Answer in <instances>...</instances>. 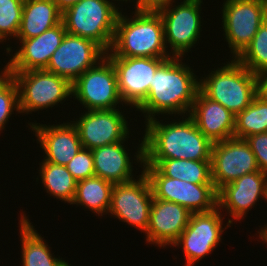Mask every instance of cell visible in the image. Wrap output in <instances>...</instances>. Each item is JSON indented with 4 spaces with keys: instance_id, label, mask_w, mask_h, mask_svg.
<instances>
[{
    "instance_id": "1",
    "label": "cell",
    "mask_w": 267,
    "mask_h": 266,
    "mask_svg": "<svg viewBox=\"0 0 267 266\" xmlns=\"http://www.w3.org/2000/svg\"><path fill=\"white\" fill-rule=\"evenodd\" d=\"M182 60V57H170L157 68L145 101L136 109L144 114L145 122L160 114L189 115L200 78Z\"/></svg>"
},
{
    "instance_id": "2",
    "label": "cell",
    "mask_w": 267,
    "mask_h": 266,
    "mask_svg": "<svg viewBox=\"0 0 267 266\" xmlns=\"http://www.w3.org/2000/svg\"><path fill=\"white\" fill-rule=\"evenodd\" d=\"M180 118L170 123L156 117L145 122L144 159L211 160L213 143L189 115Z\"/></svg>"
},
{
    "instance_id": "3",
    "label": "cell",
    "mask_w": 267,
    "mask_h": 266,
    "mask_svg": "<svg viewBox=\"0 0 267 266\" xmlns=\"http://www.w3.org/2000/svg\"><path fill=\"white\" fill-rule=\"evenodd\" d=\"M133 14L128 18L120 12L110 51L116 57H172L166 49L160 14L151 11H135Z\"/></svg>"
},
{
    "instance_id": "4",
    "label": "cell",
    "mask_w": 267,
    "mask_h": 266,
    "mask_svg": "<svg viewBox=\"0 0 267 266\" xmlns=\"http://www.w3.org/2000/svg\"><path fill=\"white\" fill-rule=\"evenodd\" d=\"M200 78L199 89L235 116L246 109L257 95L256 74L235 58L211 70L207 77Z\"/></svg>"
},
{
    "instance_id": "5",
    "label": "cell",
    "mask_w": 267,
    "mask_h": 266,
    "mask_svg": "<svg viewBox=\"0 0 267 266\" xmlns=\"http://www.w3.org/2000/svg\"><path fill=\"white\" fill-rule=\"evenodd\" d=\"M113 0H80L62 12L67 33L93 40L106 52L110 51L120 14Z\"/></svg>"
},
{
    "instance_id": "6",
    "label": "cell",
    "mask_w": 267,
    "mask_h": 266,
    "mask_svg": "<svg viewBox=\"0 0 267 266\" xmlns=\"http://www.w3.org/2000/svg\"><path fill=\"white\" fill-rule=\"evenodd\" d=\"M6 73L17 84L20 113L52 108L72 98V83L45 69Z\"/></svg>"
},
{
    "instance_id": "7",
    "label": "cell",
    "mask_w": 267,
    "mask_h": 266,
    "mask_svg": "<svg viewBox=\"0 0 267 266\" xmlns=\"http://www.w3.org/2000/svg\"><path fill=\"white\" fill-rule=\"evenodd\" d=\"M141 168L149 179L153 198L177 203L191 213L209 212L217 207V190L213 184H193L168 178L155 166Z\"/></svg>"
},
{
    "instance_id": "8",
    "label": "cell",
    "mask_w": 267,
    "mask_h": 266,
    "mask_svg": "<svg viewBox=\"0 0 267 266\" xmlns=\"http://www.w3.org/2000/svg\"><path fill=\"white\" fill-rule=\"evenodd\" d=\"M203 0H183L176 5L157 11L164 25V40L166 48L171 50L173 57H183L186 52L199 42L201 30V5ZM174 5V6H173Z\"/></svg>"
},
{
    "instance_id": "9",
    "label": "cell",
    "mask_w": 267,
    "mask_h": 266,
    "mask_svg": "<svg viewBox=\"0 0 267 266\" xmlns=\"http://www.w3.org/2000/svg\"><path fill=\"white\" fill-rule=\"evenodd\" d=\"M222 27L232 54L237 58L250 44L266 19L267 0H224Z\"/></svg>"
},
{
    "instance_id": "10",
    "label": "cell",
    "mask_w": 267,
    "mask_h": 266,
    "mask_svg": "<svg viewBox=\"0 0 267 266\" xmlns=\"http://www.w3.org/2000/svg\"><path fill=\"white\" fill-rule=\"evenodd\" d=\"M72 96L87 110H113L120 103L124 106L115 68L107 57L72 83Z\"/></svg>"
},
{
    "instance_id": "11",
    "label": "cell",
    "mask_w": 267,
    "mask_h": 266,
    "mask_svg": "<svg viewBox=\"0 0 267 266\" xmlns=\"http://www.w3.org/2000/svg\"><path fill=\"white\" fill-rule=\"evenodd\" d=\"M136 178L138 179L113 185L108 214L146 234L153 193L143 171Z\"/></svg>"
},
{
    "instance_id": "12",
    "label": "cell",
    "mask_w": 267,
    "mask_h": 266,
    "mask_svg": "<svg viewBox=\"0 0 267 266\" xmlns=\"http://www.w3.org/2000/svg\"><path fill=\"white\" fill-rule=\"evenodd\" d=\"M221 212V209L216 207L209 212L191 214L187 227L172 245L173 248L182 247L186 258L184 266H193L219 245L222 233L231 226L227 222L223 228L224 218L221 217Z\"/></svg>"
},
{
    "instance_id": "13",
    "label": "cell",
    "mask_w": 267,
    "mask_h": 266,
    "mask_svg": "<svg viewBox=\"0 0 267 266\" xmlns=\"http://www.w3.org/2000/svg\"><path fill=\"white\" fill-rule=\"evenodd\" d=\"M106 57L112 62L118 91L125 106L137 109L146 99L157 68L168 58L116 57L111 51Z\"/></svg>"
},
{
    "instance_id": "14",
    "label": "cell",
    "mask_w": 267,
    "mask_h": 266,
    "mask_svg": "<svg viewBox=\"0 0 267 266\" xmlns=\"http://www.w3.org/2000/svg\"><path fill=\"white\" fill-rule=\"evenodd\" d=\"M105 57L106 51L93 40L66 33L45 70L73 83Z\"/></svg>"
},
{
    "instance_id": "15",
    "label": "cell",
    "mask_w": 267,
    "mask_h": 266,
    "mask_svg": "<svg viewBox=\"0 0 267 266\" xmlns=\"http://www.w3.org/2000/svg\"><path fill=\"white\" fill-rule=\"evenodd\" d=\"M259 171L255 155L245 139L215 142L211 149V178L218 191L245 174Z\"/></svg>"
},
{
    "instance_id": "16",
    "label": "cell",
    "mask_w": 267,
    "mask_h": 266,
    "mask_svg": "<svg viewBox=\"0 0 267 266\" xmlns=\"http://www.w3.org/2000/svg\"><path fill=\"white\" fill-rule=\"evenodd\" d=\"M84 112L79 118H76V121H72L76 126L83 148L92 150L121 142L130 133L128 121L119 108Z\"/></svg>"
},
{
    "instance_id": "17",
    "label": "cell",
    "mask_w": 267,
    "mask_h": 266,
    "mask_svg": "<svg viewBox=\"0 0 267 266\" xmlns=\"http://www.w3.org/2000/svg\"><path fill=\"white\" fill-rule=\"evenodd\" d=\"M267 202V174L256 171L243 175L242 177L225 184L217 191V207L226 209L232 220H242L247 212L257 204L259 200Z\"/></svg>"
},
{
    "instance_id": "18",
    "label": "cell",
    "mask_w": 267,
    "mask_h": 266,
    "mask_svg": "<svg viewBox=\"0 0 267 266\" xmlns=\"http://www.w3.org/2000/svg\"><path fill=\"white\" fill-rule=\"evenodd\" d=\"M66 33L65 26L61 22L37 37L16 39L20 41L21 47L12 55L3 70L5 72H24L45 69Z\"/></svg>"
},
{
    "instance_id": "19",
    "label": "cell",
    "mask_w": 267,
    "mask_h": 266,
    "mask_svg": "<svg viewBox=\"0 0 267 266\" xmlns=\"http://www.w3.org/2000/svg\"><path fill=\"white\" fill-rule=\"evenodd\" d=\"M191 214L177 203L153 198L145 234L147 243L171 247L187 227Z\"/></svg>"
},
{
    "instance_id": "20",
    "label": "cell",
    "mask_w": 267,
    "mask_h": 266,
    "mask_svg": "<svg viewBox=\"0 0 267 266\" xmlns=\"http://www.w3.org/2000/svg\"><path fill=\"white\" fill-rule=\"evenodd\" d=\"M28 125L46 155L42 161L66 166L83 148L72 121L48 126L36 122Z\"/></svg>"
},
{
    "instance_id": "21",
    "label": "cell",
    "mask_w": 267,
    "mask_h": 266,
    "mask_svg": "<svg viewBox=\"0 0 267 266\" xmlns=\"http://www.w3.org/2000/svg\"><path fill=\"white\" fill-rule=\"evenodd\" d=\"M189 116L212 143L234 137L235 115L220 103L208 98L200 89Z\"/></svg>"
},
{
    "instance_id": "22",
    "label": "cell",
    "mask_w": 267,
    "mask_h": 266,
    "mask_svg": "<svg viewBox=\"0 0 267 266\" xmlns=\"http://www.w3.org/2000/svg\"><path fill=\"white\" fill-rule=\"evenodd\" d=\"M133 157L142 166H155L168 178L184 180L193 184H213L211 160L144 159V139L141 140Z\"/></svg>"
},
{
    "instance_id": "23",
    "label": "cell",
    "mask_w": 267,
    "mask_h": 266,
    "mask_svg": "<svg viewBox=\"0 0 267 266\" xmlns=\"http://www.w3.org/2000/svg\"><path fill=\"white\" fill-rule=\"evenodd\" d=\"M110 145L92 149L94 172L96 177H101L113 184L130 182L135 179L133 160L124 146L126 139ZM123 144V145H122Z\"/></svg>"
},
{
    "instance_id": "24",
    "label": "cell",
    "mask_w": 267,
    "mask_h": 266,
    "mask_svg": "<svg viewBox=\"0 0 267 266\" xmlns=\"http://www.w3.org/2000/svg\"><path fill=\"white\" fill-rule=\"evenodd\" d=\"M62 22V12L53 0H24L17 39L39 36Z\"/></svg>"
},
{
    "instance_id": "25",
    "label": "cell",
    "mask_w": 267,
    "mask_h": 266,
    "mask_svg": "<svg viewBox=\"0 0 267 266\" xmlns=\"http://www.w3.org/2000/svg\"><path fill=\"white\" fill-rule=\"evenodd\" d=\"M19 220V233L22 245V266H70L68 260H62L54 257L51 253L48 244L43 240L44 237L39 235L35 230V226L26 217V214L21 213Z\"/></svg>"
},
{
    "instance_id": "26",
    "label": "cell",
    "mask_w": 267,
    "mask_h": 266,
    "mask_svg": "<svg viewBox=\"0 0 267 266\" xmlns=\"http://www.w3.org/2000/svg\"><path fill=\"white\" fill-rule=\"evenodd\" d=\"M113 185V183L96 176L78 181L76 194L71 204L84 206L85 209H89L98 216L106 215L111 204Z\"/></svg>"
},
{
    "instance_id": "27",
    "label": "cell",
    "mask_w": 267,
    "mask_h": 266,
    "mask_svg": "<svg viewBox=\"0 0 267 266\" xmlns=\"http://www.w3.org/2000/svg\"><path fill=\"white\" fill-rule=\"evenodd\" d=\"M38 171L46 192L71 205L76 194L77 181L67 167L41 161Z\"/></svg>"
},
{
    "instance_id": "28",
    "label": "cell",
    "mask_w": 267,
    "mask_h": 266,
    "mask_svg": "<svg viewBox=\"0 0 267 266\" xmlns=\"http://www.w3.org/2000/svg\"><path fill=\"white\" fill-rule=\"evenodd\" d=\"M267 132V100L256 95L252 103L235 116L234 138L245 139Z\"/></svg>"
},
{
    "instance_id": "29",
    "label": "cell",
    "mask_w": 267,
    "mask_h": 266,
    "mask_svg": "<svg viewBox=\"0 0 267 266\" xmlns=\"http://www.w3.org/2000/svg\"><path fill=\"white\" fill-rule=\"evenodd\" d=\"M253 74L267 70V20L260 25L250 44L236 58Z\"/></svg>"
},
{
    "instance_id": "30",
    "label": "cell",
    "mask_w": 267,
    "mask_h": 266,
    "mask_svg": "<svg viewBox=\"0 0 267 266\" xmlns=\"http://www.w3.org/2000/svg\"><path fill=\"white\" fill-rule=\"evenodd\" d=\"M0 131L5 129V124L15 110H19L18 87L11 75L4 70L0 71Z\"/></svg>"
},
{
    "instance_id": "31",
    "label": "cell",
    "mask_w": 267,
    "mask_h": 266,
    "mask_svg": "<svg viewBox=\"0 0 267 266\" xmlns=\"http://www.w3.org/2000/svg\"><path fill=\"white\" fill-rule=\"evenodd\" d=\"M23 4L24 0H0V38L3 41L12 36L17 38Z\"/></svg>"
},
{
    "instance_id": "32",
    "label": "cell",
    "mask_w": 267,
    "mask_h": 266,
    "mask_svg": "<svg viewBox=\"0 0 267 266\" xmlns=\"http://www.w3.org/2000/svg\"><path fill=\"white\" fill-rule=\"evenodd\" d=\"M66 167L77 182L94 177L95 172L92 151L82 148Z\"/></svg>"
},
{
    "instance_id": "33",
    "label": "cell",
    "mask_w": 267,
    "mask_h": 266,
    "mask_svg": "<svg viewBox=\"0 0 267 266\" xmlns=\"http://www.w3.org/2000/svg\"><path fill=\"white\" fill-rule=\"evenodd\" d=\"M245 140L255 155L259 170L267 174V132L248 136Z\"/></svg>"
},
{
    "instance_id": "34",
    "label": "cell",
    "mask_w": 267,
    "mask_h": 266,
    "mask_svg": "<svg viewBox=\"0 0 267 266\" xmlns=\"http://www.w3.org/2000/svg\"><path fill=\"white\" fill-rule=\"evenodd\" d=\"M135 2V5L133 4L135 11L157 12L170 3L175 2V0H135Z\"/></svg>"
},
{
    "instance_id": "35",
    "label": "cell",
    "mask_w": 267,
    "mask_h": 266,
    "mask_svg": "<svg viewBox=\"0 0 267 266\" xmlns=\"http://www.w3.org/2000/svg\"><path fill=\"white\" fill-rule=\"evenodd\" d=\"M257 95L267 100V70L256 74Z\"/></svg>"
},
{
    "instance_id": "36",
    "label": "cell",
    "mask_w": 267,
    "mask_h": 266,
    "mask_svg": "<svg viewBox=\"0 0 267 266\" xmlns=\"http://www.w3.org/2000/svg\"><path fill=\"white\" fill-rule=\"evenodd\" d=\"M58 9L61 12H64L66 9L70 8L72 5H74L75 3L79 2L80 0H53Z\"/></svg>"
},
{
    "instance_id": "37",
    "label": "cell",
    "mask_w": 267,
    "mask_h": 266,
    "mask_svg": "<svg viewBox=\"0 0 267 266\" xmlns=\"http://www.w3.org/2000/svg\"><path fill=\"white\" fill-rule=\"evenodd\" d=\"M257 232L259 233V238L262 239L261 241L267 244V226L261 227V230Z\"/></svg>"
},
{
    "instance_id": "38",
    "label": "cell",
    "mask_w": 267,
    "mask_h": 266,
    "mask_svg": "<svg viewBox=\"0 0 267 266\" xmlns=\"http://www.w3.org/2000/svg\"><path fill=\"white\" fill-rule=\"evenodd\" d=\"M113 1H119V2H121V1H123V2H124V1H125V2H127V1L132 2V1H133V2H134L135 0H132V1H131V0H113Z\"/></svg>"
}]
</instances>
